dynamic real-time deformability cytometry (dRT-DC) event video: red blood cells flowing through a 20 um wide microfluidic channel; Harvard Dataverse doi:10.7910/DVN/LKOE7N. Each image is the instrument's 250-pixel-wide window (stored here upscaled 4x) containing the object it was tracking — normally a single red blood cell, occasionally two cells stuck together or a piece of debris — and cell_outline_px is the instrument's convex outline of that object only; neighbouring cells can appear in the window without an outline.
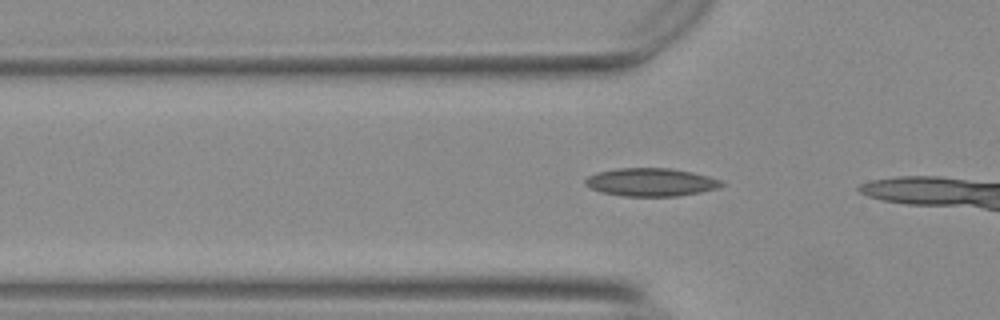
{"species": "Egyptian fruit bat (a non-hibernating species)", "species_latin": "Rousettus aegyptiacus", "temperature_condition": "warm", "stored_images_in_passage": 8, "camera_frame_rate_fps": 3000, "um_per_image_px": 0.085, "animal": {"sex": "female"}, "frame": {"image": 1, "passage_image": 5, "time_ms": 1.333, "image_size_px": [1000, 320], "cell_outline_px": [[724, 184], [720, 188], [700, 192], [676, 196], [624, 196], [600, 192], [584, 184], [584, 180], [588, 176], [596, 172], [616, 168], [668, 168], [692, 172], [708, 176], [720, 180]], "centroid_in_image_um": [55.31, 15.48], "position_along_channel_um": 70.5, "area_um2": 22.31}}